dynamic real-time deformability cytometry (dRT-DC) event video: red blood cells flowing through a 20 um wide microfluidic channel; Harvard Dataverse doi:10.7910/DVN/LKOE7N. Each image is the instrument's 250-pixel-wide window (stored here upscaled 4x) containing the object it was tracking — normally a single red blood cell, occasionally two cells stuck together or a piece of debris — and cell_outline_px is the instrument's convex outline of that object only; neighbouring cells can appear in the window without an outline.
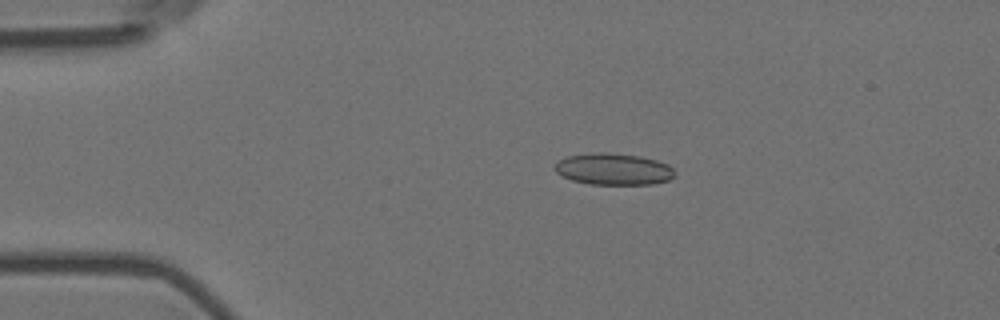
{"species": "Egyptian fruit bat (a non-hibernating species)", "species_latin": "Rousettus aegyptiacus", "temperature_condition": "room temperature", "stored_images_in_passage": 4, "camera_frame_rate_fps": 3000, "um_per_image_px": 0.085, "animal": {"sex": "female"}, "frame": {"image": 1, "passage_image": 3, "time_ms": 0.667, "image_size_px": [1000, 320], "cell_outline_px": [[676, 176], [668, 180], [652, 184], [588, 184], [572, 180], [556, 172], [552, 168], [560, 160], [568, 156], [600, 152], [604, 152], [640, 156], [656, 160], [668, 164], [676, 172]], "centroid_in_image_um": [52.17, 14.38], "position_along_channel_um": 32.8, "area_um2": 22.02}}